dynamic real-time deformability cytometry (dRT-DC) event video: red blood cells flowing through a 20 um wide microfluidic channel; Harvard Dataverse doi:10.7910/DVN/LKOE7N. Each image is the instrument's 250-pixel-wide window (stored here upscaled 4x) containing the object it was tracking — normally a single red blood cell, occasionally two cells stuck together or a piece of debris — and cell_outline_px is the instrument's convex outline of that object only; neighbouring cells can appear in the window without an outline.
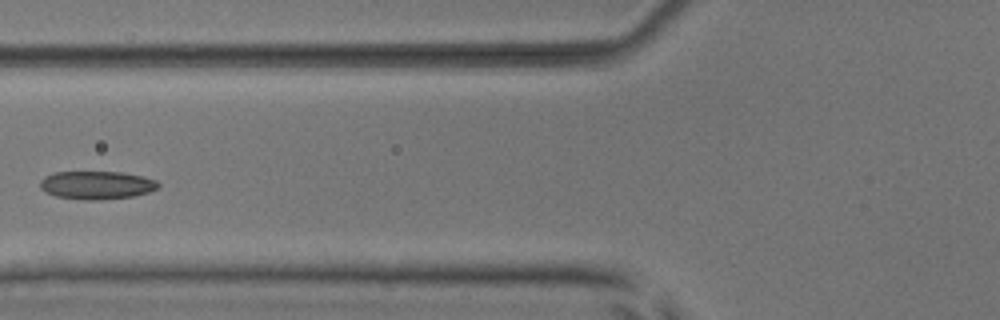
{"species": "common noctule bat (a hibernating species)", "species_latin": "Nyctalus noctula", "temperature_condition": "room temperature", "stored_images_in_passage": 6, "camera_frame_rate_fps": 3000, "um_per_image_px": 0.085, "animal": {"sex": "male", "body_mass_g": 17.9, "forearm_length_mm": 54.2}, "frame": {"image": 1, "passage_image": 6, "time_ms": 5.667, "image_size_px": [1000, 320], "cell_outline_px": [[160, 188], [148, 192], [132, 196], [96, 200], [88, 200], [56, 196], [44, 192], [40, 188], [40, 180], [44, 176], [56, 172], [120, 172], [144, 176], [156, 180], [160, 184]], "centroid_in_image_um": [8.22, 15.73], "position_along_channel_um": 117.6, "area_um2": 19.42}}